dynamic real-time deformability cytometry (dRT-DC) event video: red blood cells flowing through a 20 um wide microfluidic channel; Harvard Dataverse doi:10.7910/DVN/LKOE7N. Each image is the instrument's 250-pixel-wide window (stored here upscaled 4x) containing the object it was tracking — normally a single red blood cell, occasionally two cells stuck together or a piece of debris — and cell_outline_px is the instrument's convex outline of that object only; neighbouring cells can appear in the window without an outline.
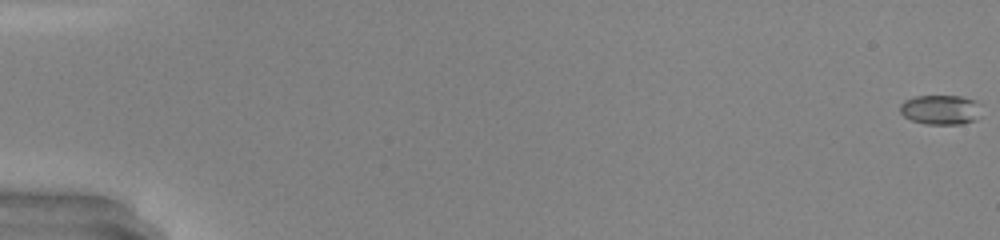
{"species": "common noctule bat (a hibernating species)", "species_latin": "Nyctalus noctula", "temperature_condition": "warm", "stored_images_in_passage": 51, "camera_frame_rate_fps": 3000, "um_per_image_px": 0.085, "animal": {"sex": "male", "body_mass_g": 20.0, "forearm_length_mm": 53.3}, "frame": {"image": 1, "passage_image": 1, "time_ms": 0.0, "image_size_px": [1000, 240], "cell_outline_px": [[980, 104], [972, 120], [960, 124], [924, 124], [912, 120], [904, 116], [900, 112], [900, 104], [904, 100], [916, 96], [960, 96], [976, 100]], "centroid_in_image_um": [79.87, 9.31], "position_along_channel_um": 5.1, "area_um2": 13.76}}
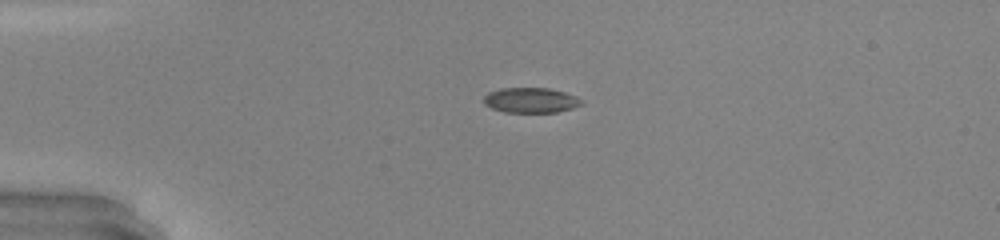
{"frame": {"image": 2, "passage_image": 14, "time_ms": 4.333, "image_size_px": [1000, 240], "cell_outline_px": [[584, 104], [572, 108], [556, 112], [504, 112], [492, 108], [484, 104], [484, 96], [488, 92], [500, 88], [548, 88], [564, 92], [576, 96], [584, 100]], "centroid_in_image_um": [45.13, 8.51], "position_along_channel_um": 39.9, "area_um2": 14.39}}
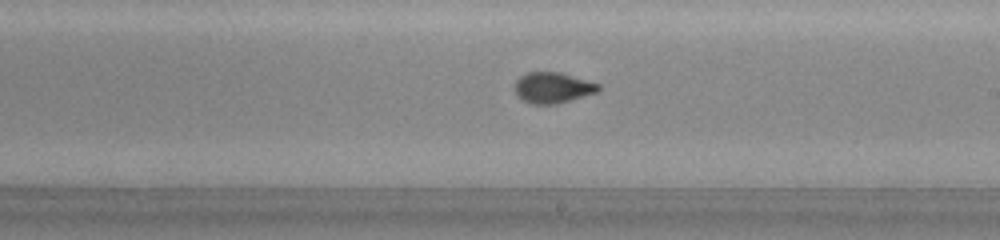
{"frame": {"image": 3, "passage_image": 31, "time_ms": 10.0, "image_size_px": [1000, 240], "cell_outline_px": [[600, 88], [596, 92], [556, 104], [532, 104], [516, 96], [516, 80], [520, 76], [528, 72], [560, 72], [600, 84]], "centroid_in_image_um": [46.97, 7.45], "position_along_channel_um": 242.0, "area_um2": 14.8}, "authors_computed_cell_mechanics": {"area_um2": 14.6812, "velocity_mm_per_s": 4.2813, "shape_relaxation_time_tau1_ms": 3.726, "shape_relaxation_time_tau2_ms": null, "deformation_change_tau1": 0.1828, "deformation_change_tau2": null}}